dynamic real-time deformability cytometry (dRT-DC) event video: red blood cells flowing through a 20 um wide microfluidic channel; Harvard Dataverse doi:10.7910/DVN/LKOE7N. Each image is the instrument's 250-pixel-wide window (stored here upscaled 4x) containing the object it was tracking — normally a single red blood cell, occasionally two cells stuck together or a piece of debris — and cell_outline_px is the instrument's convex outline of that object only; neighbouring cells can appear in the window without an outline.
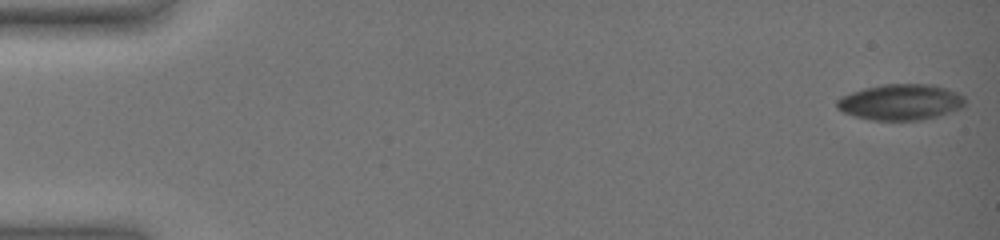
{"species": "common noctule bat (a hibernating species)", "species_latin": "Nyctalus noctula", "temperature_condition": "warm", "stored_images_in_passage": 55, "camera_frame_rate_fps": 3000, "um_per_image_px": 0.085, "animal": {"sex": "female", "body_mass_g": 19.0, "forearm_length_mm": 51.5}, "frame": {"image": 1, "passage_image": 1, "time_ms": 0.0, "image_size_px": [1000, 240], "cell_outline_px": [[964, 104], [960, 108], [940, 116], [920, 120], [872, 120], [852, 116], [836, 108], [836, 100], [852, 92], [864, 88], [884, 84], [924, 84], [944, 88], [956, 92], [964, 96]], "centroid_in_image_um": [76.53, 8.69], "position_along_channel_um": 8.5, "area_um2": 26.65}}
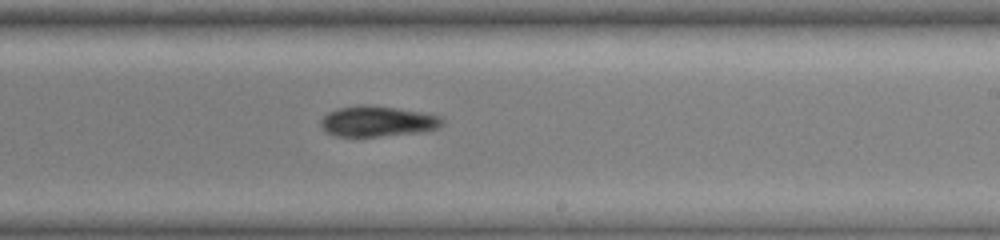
{"frame": {"image": 2, "passage_image": 36, "time_ms": 11.667, "image_size_px": [1000, 240], "cell_outline_px": [[444, 124], [436, 128], [424, 132], [380, 136], [336, 136], [324, 132], [320, 124], [320, 120], [328, 112], [340, 108], [356, 104], [368, 104], [396, 108], [420, 112], [440, 116], [444, 120]], "centroid_in_image_um": [32.07, 10.31], "position_along_channel_um": 256.9, "area_um2": 21.79}}
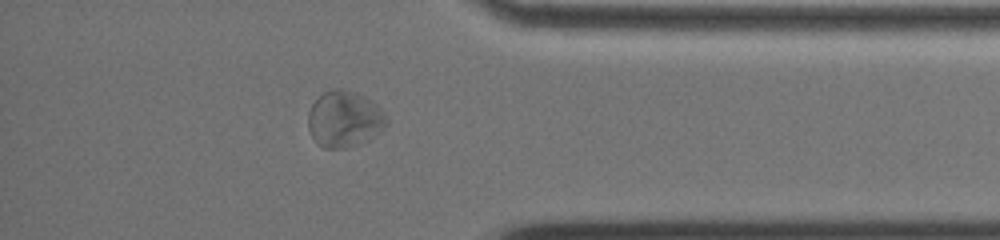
{"frame": {"image": 3, "passage_image": 49, "time_ms": 16.0, "image_size_px": [1000, 240], "cell_outline_px": [[388, 124], [380, 132], [368, 140], [360, 144], [344, 148], [324, 148], [312, 136], [308, 128], [308, 112], [312, 104], [324, 92], [332, 88], [344, 88], [356, 92], [364, 96], [380, 108], [384, 112], [388, 120]], "centroid_in_image_um": [29.29, 10.11], "position_along_channel_um": 405.9, "area_um2": 25.78}, "authors_computed_cell_mechanics": {"area_um2": 25.2586, "velocity_mm_per_s": 3.5478, "shape_relaxation_time_tau1_ms": null, "shape_relaxation_time_tau2_ms": 4.4034, "deformation_change_tau1": null, "deformation_change_tau2": 0.1253}}